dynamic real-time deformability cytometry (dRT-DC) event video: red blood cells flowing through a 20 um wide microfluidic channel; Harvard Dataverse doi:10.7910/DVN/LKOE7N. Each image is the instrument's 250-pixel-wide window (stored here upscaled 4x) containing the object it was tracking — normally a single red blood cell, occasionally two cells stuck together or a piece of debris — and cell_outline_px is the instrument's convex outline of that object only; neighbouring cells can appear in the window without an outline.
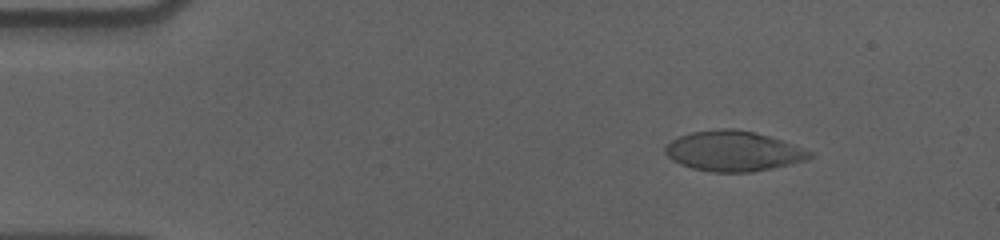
{"species": "human", "species_latin": "Homo sapiens", "temperature_condition": "cold", "stored_images_in_passage": 50, "camera_frame_rate_fps": 3000, "um_per_image_px": 0.085, "donor": {"sex": "male"}, "frame": {"image": 1, "passage_image": 1, "time_ms": 0.0, "image_size_px": [1000, 240], "cell_outline_px": [[812, 156], [804, 160], [772, 168], [752, 172], [712, 172], [692, 168], [680, 164], [672, 160], [664, 152], [664, 148], [672, 140], [680, 136], [692, 132], [720, 128], [732, 128], [752, 132], [768, 136], [792, 144], [812, 152]], "centroid_in_image_um": [62.29, 12.85], "position_along_channel_um": 22.7, "area_um2": 33.41}}
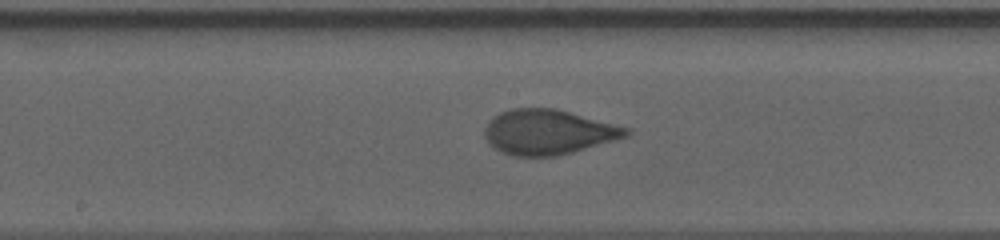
{"frame": {"image": 2, "passage_image": 23, "time_ms": 7.333, "image_size_px": [1000, 240], "cell_outline_px": [[632, 132], [628, 136], [616, 140], [572, 152], [556, 156], [512, 156], [500, 152], [492, 148], [488, 144], [484, 136], [484, 128], [500, 112], [512, 108], [556, 108], [628, 128]], "centroid_in_image_um": [46.57, 11.24], "position_along_channel_um": 201.6, "area_um2": 37.05}}
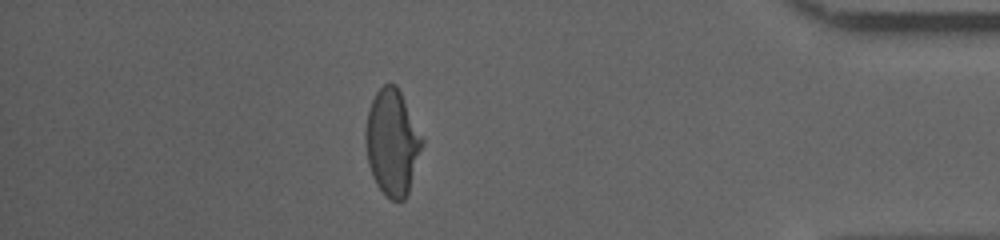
{"frame": {"image": 3, "passage_image": 43, "time_ms": 14.0, "image_size_px": [1000, 240], "cell_outline_px": [[424, 144], [408, 192], [404, 200], [392, 200], [376, 184], [372, 176], [368, 164], [364, 140], [364, 132], [368, 112], [372, 100], [376, 92], [384, 84], [396, 84], [424, 136]], "centroid_in_image_um": [33.35, 12.08], "position_along_channel_um": 401.9, "area_um2": 35.14}, "authors_computed_cell_mechanics": {"area_um2": 36.2984, "velocity_mm_per_s": 3.5911, "shape_relaxation_time_tau1_ms": 4.6451, "shape_relaxation_time_tau2_ms": null, "deformation_change_tau1": 0.1563, "deformation_change_tau2": null}}